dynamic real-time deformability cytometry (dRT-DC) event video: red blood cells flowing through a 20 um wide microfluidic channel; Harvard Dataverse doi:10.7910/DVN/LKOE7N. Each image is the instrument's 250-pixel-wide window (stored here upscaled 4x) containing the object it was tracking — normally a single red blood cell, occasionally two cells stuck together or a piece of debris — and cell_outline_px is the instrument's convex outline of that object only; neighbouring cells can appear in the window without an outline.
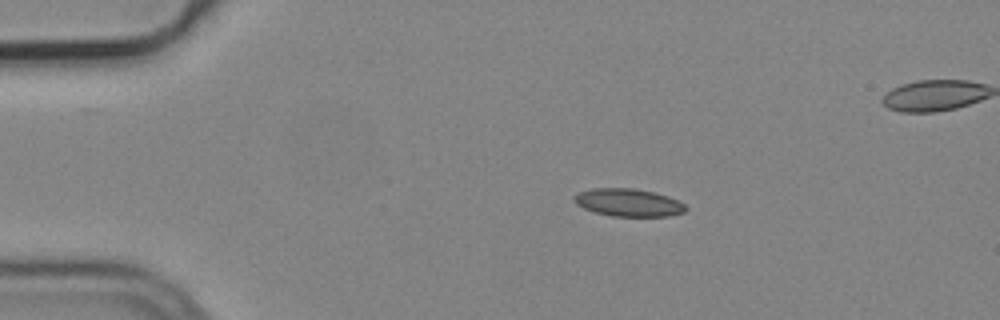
{"species": "common noctule bat (a hibernating species)", "species_latin": "Nyctalus noctula", "temperature_condition": "cold", "stored_images_in_passage": 8, "camera_frame_rate_fps": 3000, "um_per_image_px": 0.085, "animal": {"sex": "male", "body_mass_g": 19.2, "forearm_length_mm": 51.8}, "frame": {"image": 1, "passage_image": 2, "time_ms": 0.333, "image_size_px": [1000, 320], "cell_outline_px": [[688, 208], [684, 212], [668, 216], [612, 216], [596, 212], [584, 208], [576, 204], [572, 200], [572, 196], [580, 192], [592, 188], [636, 188], [668, 196], [680, 200]], "centroid_in_image_um": [53.42, 17.21], "position_along_channel_um": 31.6, "area_um2": 18.09}}
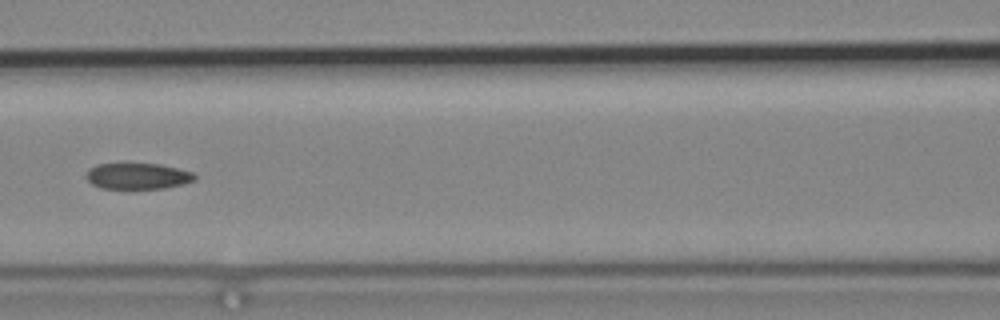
{"frame": {"image": 2, "passage_image": 6, "time_ms": 1.667, "image_size_px": [1000, 320], "cell_outline_px": [[196, 180], [184, 184], [164, 188], [132, 192], [100, 188], [92, 184], [84, 176], [88, 168], [96, 164], [160, 164], [192, 172], [196, 176]], "centroid_in_image_um": [11.65, 15.03], "position_along_channel_um": 154.9, "area_um2": 17.4}}
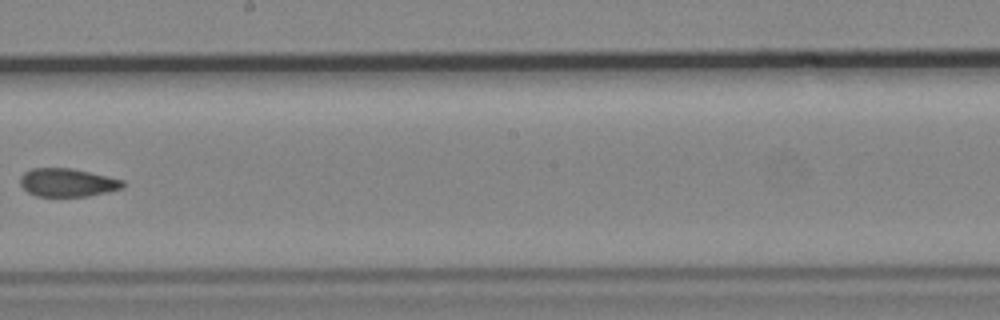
{"frame": {"image": 3, "passage_image": 8, "time_ms": 2.333, "image_size_px": [1000, 320], "cell_outline_px": [[124, 188], [108, 192], [88, 196], [36, 196], [28, 192], [20, 184], [20, 176], [24, 172], [32, 168], [72, 168], [108, 176], [124, 180]], "centroid_in_image_um": [5.75, 15.51], "position_along_channel_um": 242.5, "area_um2": 16.99}}